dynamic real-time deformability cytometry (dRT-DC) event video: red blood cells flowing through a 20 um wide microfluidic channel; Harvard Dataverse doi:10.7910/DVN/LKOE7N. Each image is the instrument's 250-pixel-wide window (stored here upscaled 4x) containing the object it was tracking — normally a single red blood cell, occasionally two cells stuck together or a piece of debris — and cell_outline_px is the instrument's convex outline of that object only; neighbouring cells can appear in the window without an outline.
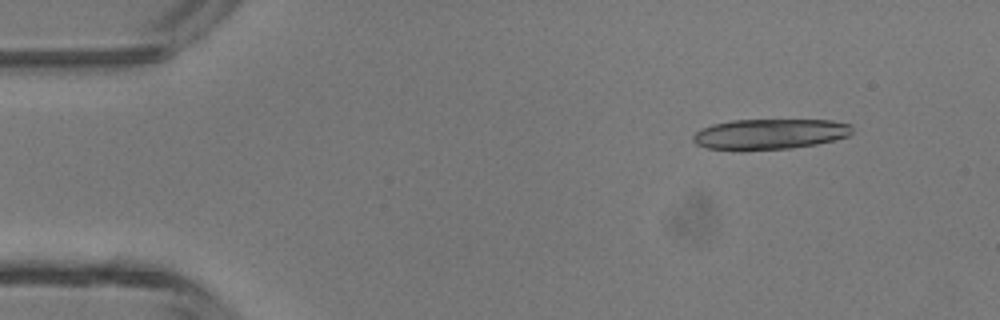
{"species": "common noctule bat (a hibernating species)", "species_latin": "Nyctalus noctula", "temperature_condition": "room temperature", "stored_images_in_passage": 16, "camera_frame_rate_fps": 3000, "um_per_image_px": 0.085, "animal": {"sex": "male", "body_mass_g": 13.3}, "frame": {"image": 1, "passage_image": 5, "time_ms": 1.333, "image_size_px": [1000, 320], "cell_outline_px": [[852, 132], [848, 136], [816, 144], [792, 148], [708, 148], [696, 144], [692, 140], [692, 136], [700, 128], [712, 124], [732, 120], [832, 120], [852, 124]], "centroid_in_image_um": [65.46, 11.36], "position_along_channel_um": 19.5, "area_um2": 27.63}}